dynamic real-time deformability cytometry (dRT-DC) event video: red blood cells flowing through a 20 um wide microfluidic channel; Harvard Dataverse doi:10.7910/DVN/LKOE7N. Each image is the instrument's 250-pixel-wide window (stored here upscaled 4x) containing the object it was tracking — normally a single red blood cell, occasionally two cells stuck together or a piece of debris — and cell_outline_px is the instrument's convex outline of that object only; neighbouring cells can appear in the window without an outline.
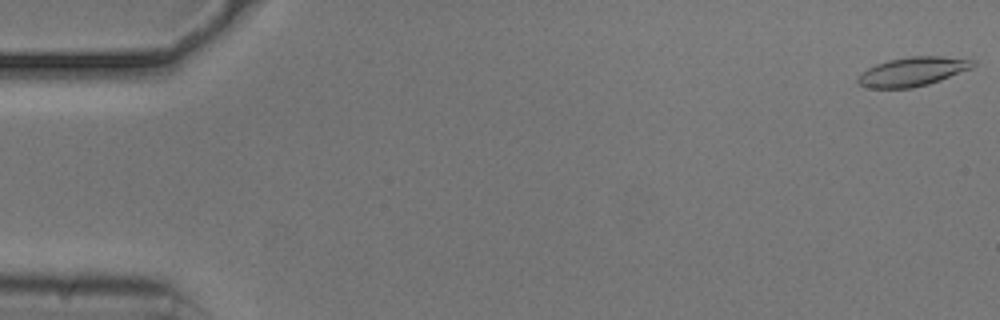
{"species": "common noctule bat (a hibernating species)", "species_latin": "Nyctalus noctula", "temperature_condition": "cold", "stored_images_in_passage": 13, "camera_frame_rate_fps": 3000, "um_per_image_px": 0.085, "animal": {"sex": "male", "body_mass_g": 20.5, "forearm_length_mm": 52.5}, "frame": {"image": 1, "passage_image": 1, "time_ms": 0.0, "image_size_px": [1000, 320], "cell_outline_px": [[976, 64], [972, 68], [940, 80], [928, 84], [912, 88], [864, 88], [856, 84], [856, 80], [868, 68], [876, 64], [888, 60], [908, 56], [944, 56], [976, 60]], "centroid_in_image_um": [77.57, 6.08], "position_along_channel_um": 7.4, "area_um2": 19.59}}